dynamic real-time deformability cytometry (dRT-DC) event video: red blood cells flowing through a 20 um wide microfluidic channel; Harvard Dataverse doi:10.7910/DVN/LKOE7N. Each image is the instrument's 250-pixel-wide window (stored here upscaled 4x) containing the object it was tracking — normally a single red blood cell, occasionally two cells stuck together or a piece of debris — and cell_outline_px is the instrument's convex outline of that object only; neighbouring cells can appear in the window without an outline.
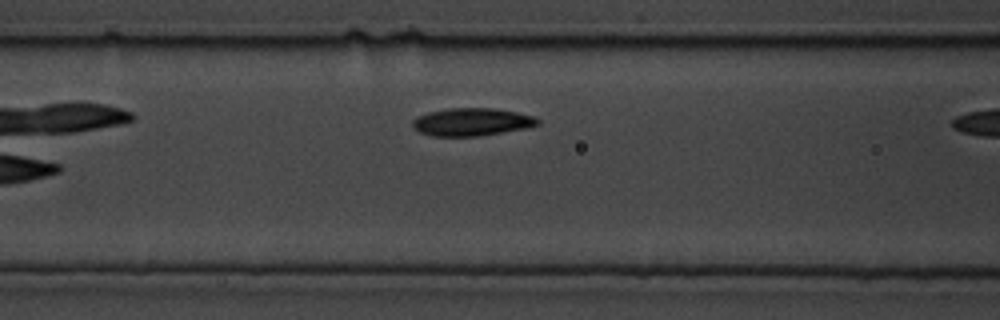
{"species": "common noctule bat (a hibernating species)", "species_latin": "Nyctalus noctula", "temperature_condition": "cold", "stored_images_in_passage": 6, "camera_frame_rate_fps": 3000, "um_per_image_px": 0.085, "animal": {"sex": "male", "body_mass_g": 19.5, "forearm_length_mm": 54.6}, "frame": {"image": 1, "passage_image": 4, "time_ms": 1.0, "image_size_px": [1000, 320], "cell_outline_px": [[540, 124], [528, 128], [480, 136], [432, 136], [420, 132], [412, 128], [412, 120], [416, 116], [428, 112], [452, 108], [492, 108], [516, 112], [536, 116], [540, 120]], "centroid_in_image_um": [40.11, 10.37], "position_along_channel_um": 126.5, "area_um2": 20.46}}